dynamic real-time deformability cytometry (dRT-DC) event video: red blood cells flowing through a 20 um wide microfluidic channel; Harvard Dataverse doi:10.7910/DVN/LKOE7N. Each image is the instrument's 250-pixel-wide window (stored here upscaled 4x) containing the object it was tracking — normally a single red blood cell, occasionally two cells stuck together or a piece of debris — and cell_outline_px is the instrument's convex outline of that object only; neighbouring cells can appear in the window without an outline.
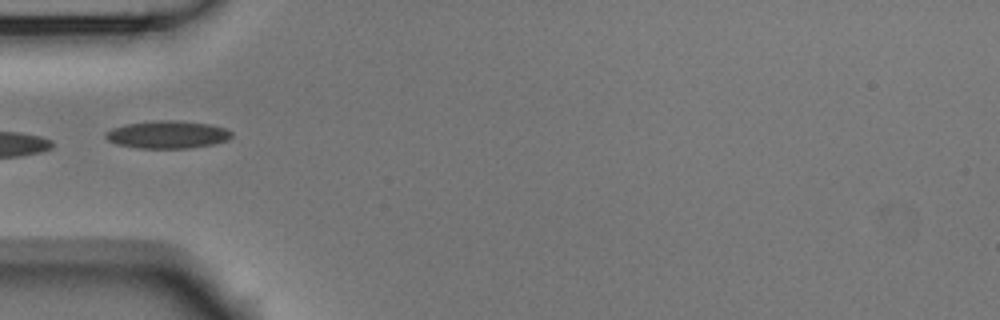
{"species": "Egyptian fruit bat (a non-hibernating species)", "species_latin": "Rousettus aegyptiacus", "temperature_condition": "room temperature", "stored_images_in_passage": 6, "camera_frame_rate_fps": 3000, "um_per_image_px": 0.085, "animal": {"sex": "male"}, "frame": {"image": 1, "passage_image": 6, "time_ms": 1.667, "image_size_px": [1000, 320], "cell_outline_px": [[232, 136], [228, 140], [212, 144], [188, 148], [136, 148], [116, 144], [108, 140], [104, 136], [104, 132], [112, 128], [124, 124], [152, 120], [172, 120], [208, 124], [224, 128], [232, 132]], "centroid_in_image_um": [14.18, 11.43], "position_along_channel_um": 70.8, "area_um2": 20.35}}